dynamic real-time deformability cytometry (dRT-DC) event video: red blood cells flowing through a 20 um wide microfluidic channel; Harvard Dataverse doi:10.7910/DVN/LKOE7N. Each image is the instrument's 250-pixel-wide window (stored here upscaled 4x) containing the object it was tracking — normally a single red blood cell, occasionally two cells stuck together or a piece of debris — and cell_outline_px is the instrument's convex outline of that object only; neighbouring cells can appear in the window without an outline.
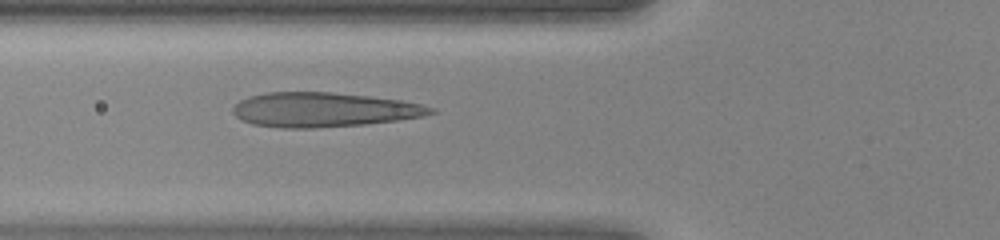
{"species": "human", "species_latin": "Homo sapiens", "temperature_condition": "warm", "stored_images_in_passage": 31, "camera_frame_rate_fps": 3000, "um_per_image_px": 0.085, "donor": {"sex": "female"}, "frame": {"image": 1, "passage_image": 3, "time_ms": 0.667, "image_size_px": [1000, 240], "cell_outline_px": [[436, 112], [420, 116], [396, 120], [360, 124], [312, 128], [280, 128], [252, 124], [236, 116], [232, 112], [232, 108], [240, 100], [252, 96], [268, 92], [328, 92], [368, 96], [400, 100], [420, 104], [432, 108]], "centroid_in_image_um": [27.45, 9.32], "position_along_channel_um": 98.4, "area_um2": 39.13}}
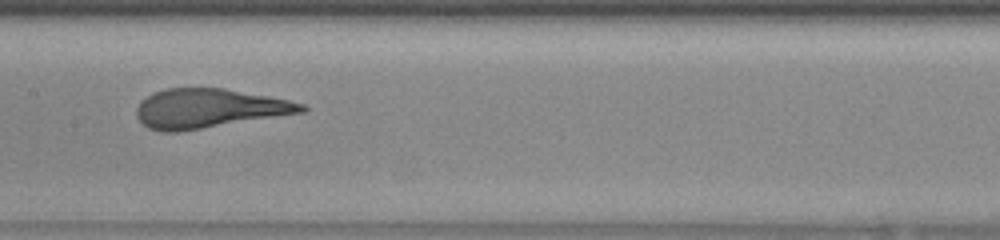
{"frame": {"image": 2, "passage_image": 9, "time_ms": 2.667, "image_size_px": [1000, 240], "cell_outline_px": [[308, 108], [304, 112], [180, 132], [160, 132], [148, 128], [136, 116], [136, 108], [148, 96], [156, 92], [168, 88], [224, 88], [268, 96], [288, 100], [304, 104]], "centroid_in_image_um": [17.76, 9.23], "position_along_channel_um": 189.6, "area_um2": 37.45}}
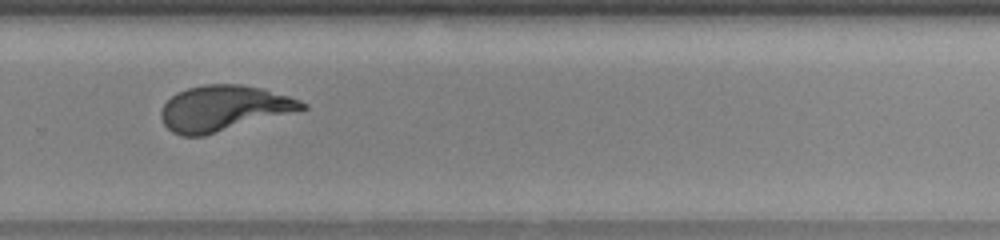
{"frame": {"image": 3, "passage_image": 17, "time_ms": 5.333, "image_size_px": [1000, 240], "cell_outline_px": [[308, 108], [204, 136], [180, 136], [172, 132], [164, 124], [160, 116], [160, 112], [164, 104], [176, 92], [188, 88], [204, 84], [240, 84], [260, 88], [288, 96], [300, 100], [308, 104]], "centroid_in_image_um": [18.98, 9.2], "position_along_channel_um": 310.8, "area_um2": 37.22}}